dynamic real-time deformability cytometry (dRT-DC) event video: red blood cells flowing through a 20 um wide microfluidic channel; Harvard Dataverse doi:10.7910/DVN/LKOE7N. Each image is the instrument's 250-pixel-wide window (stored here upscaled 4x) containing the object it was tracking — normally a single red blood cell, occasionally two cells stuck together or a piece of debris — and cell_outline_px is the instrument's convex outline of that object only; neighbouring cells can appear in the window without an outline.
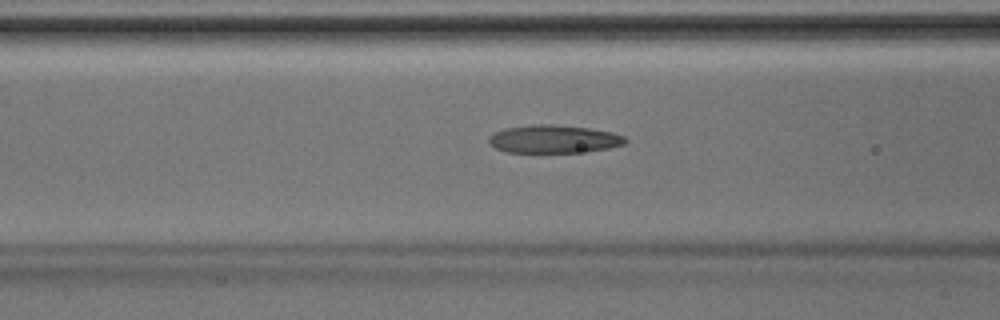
{"species": "Egyptian fruit bat (a non-hibernating species)", "species_latin": "Rousettus aegyptiacus", "temperature_condition": "room temperature", "stored_images_in_passage": 38, "camera_frame_rate_fps": 3000, "um_per_image_px": 0.085, "animal": {"sex": "male"}, "frame": {"image": 1, "passage_image": 12, "time_ms": 3.667, "image_size_px": [1000, 320], "cell_outline_px": [[628, 140], [624, 144], [608, 148], [576, 152], [508, 152], [496, 148], [488, 140], [488, 136], [504, 128], [532, 124], [552, 124], [588, 128], [612, 132], [624, 136]], "centroid_in_image_um": [47.06, 11.81], "position_along_channel_um": 119.5, "area_um2": 22.08}}
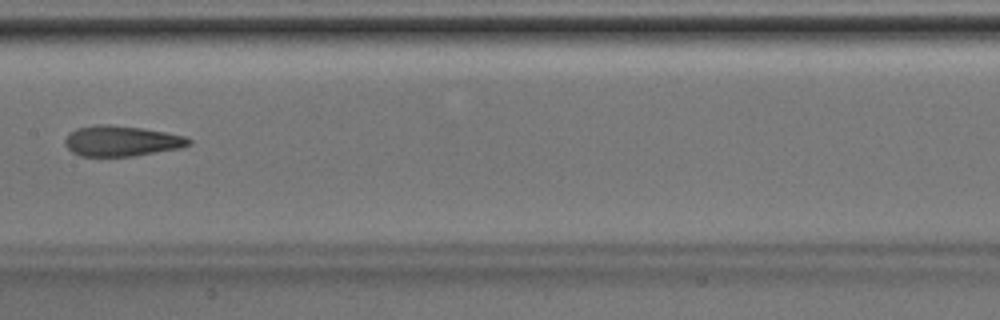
{"frame": {"image": 2, "passage_image": 17, "time_ms": 5.333, "image_size_px": [1000, 320], "cell_outline_px": [[192, 144], [184, 148], [132, 156], [80, 156], [72, 152], [64, 144], [64, 140], [76, 128], [96, 124], [108, 124], [140, 128], [188, 136], [192, 140]], "centroid_in_image_um": [10.38, 11.99], "position_along_channel_um": 197.0, "area_um2": 22.14}}
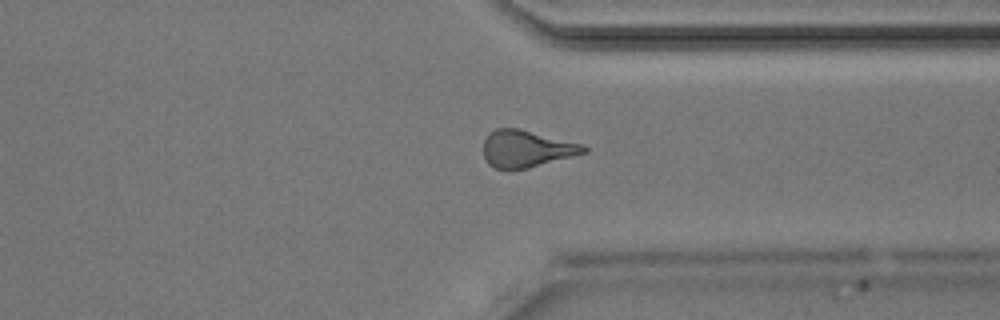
{"frame": {"image": 3, "passage_image": 28, "time_ms": 9.0, "image_size_px": [1000, 320], "cell_outline_px": [[588, 152], [528, 168], [496, 168], [488, 164], [484, 156], [484, 140], [496, 128], [520, 128], [584, 144], [588, 148]], "centroid_in_image_um": [44.79, 12.63], "position_along_channel_um": 366.6, "area_um2": 21.5}}